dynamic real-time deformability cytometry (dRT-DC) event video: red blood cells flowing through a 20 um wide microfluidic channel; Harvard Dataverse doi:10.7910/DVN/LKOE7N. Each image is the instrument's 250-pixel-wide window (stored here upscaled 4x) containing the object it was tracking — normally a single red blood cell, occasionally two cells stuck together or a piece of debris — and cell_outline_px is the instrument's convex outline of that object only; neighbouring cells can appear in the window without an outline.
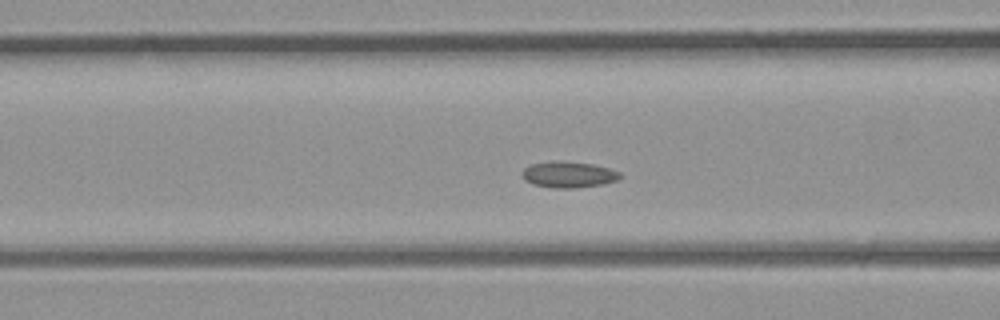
{"species": "common noctule bat (a hibernating species)", "species_latin": "Nyctalus noctula", "temperature_condition": "room temperature", "stored_images_in_passage": 38, "camera_frame_rate_fps": 3000, "um_per_image_px": 0.085, "animal": {"sex": "male", "body_mass_g": 23.1, "forearm_length_mm": 52.7}, "frame": {"image": 1, "passage_image": 13, "time_ms": 4.0, "image_size_px": [1000, 320], "cell_outline_px": [[620, 176], [616, 180], [604, 184], [572, 188], [556, 188], [532, 184], [524, 180], [520, 172], [524, 168], [532, 164], [592, 164], [608, 168], [620, 172]], "centroid_in_image_um": [48.32, 14.9], "position_along_channel_um": 118.3, "area_um2": 13.99}}
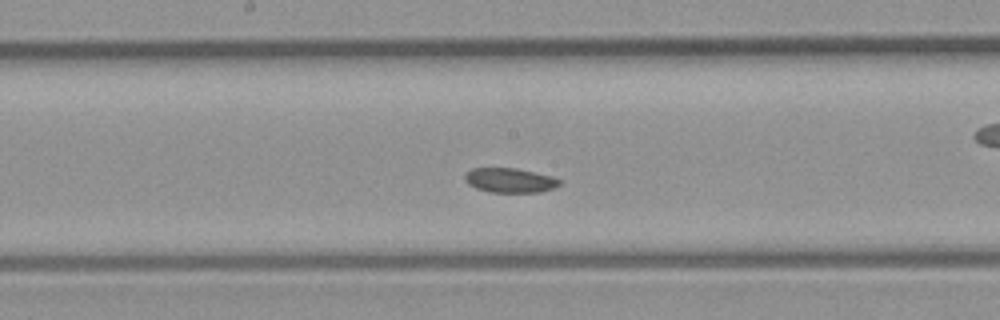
{"frame": {"image": 2, "passage_image": 18, "time_ms": 5.667, "image_size_px": [1000, 320], "cell_outline_px": [[560, 184], [556, 188], [540, 192], [488, 192], [476, 188], [468, 184], [464, 180], [464, 176], [472, 168], [516, 168], [552, 176], [560, 180]], "centroid_in_image_um": [43.34, 15.33], "position_along_channel_um": 204.9, "area_um2": 13.58}}
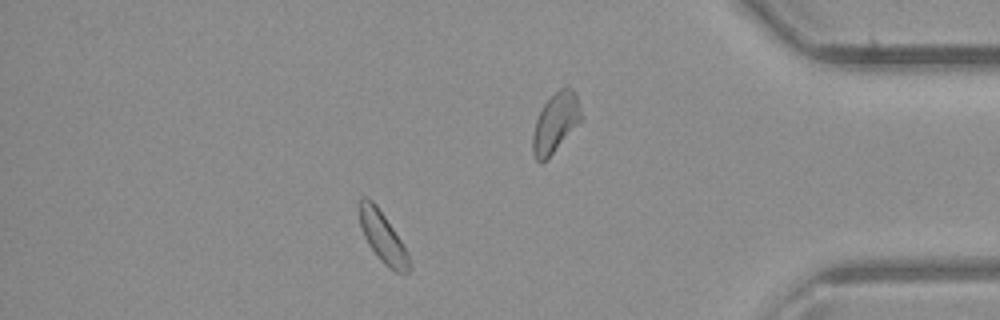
{"frame": {"image": 3, "passage_image": 32, "time_ms": 10.333, "image_size_px": [1000, 320], "cell_outline_px": [[412, 268], [404, 276], [388, 268], [376, 256], [368, 244], [364, 236], [360, 224], [360, 200], [364, 196], [368, 196], [376, 204], [408, 252]], "centroid_in_image_um": [32.56, 20.23], "position_along_channel_um": 402.6, "area_um2": 14.74}}